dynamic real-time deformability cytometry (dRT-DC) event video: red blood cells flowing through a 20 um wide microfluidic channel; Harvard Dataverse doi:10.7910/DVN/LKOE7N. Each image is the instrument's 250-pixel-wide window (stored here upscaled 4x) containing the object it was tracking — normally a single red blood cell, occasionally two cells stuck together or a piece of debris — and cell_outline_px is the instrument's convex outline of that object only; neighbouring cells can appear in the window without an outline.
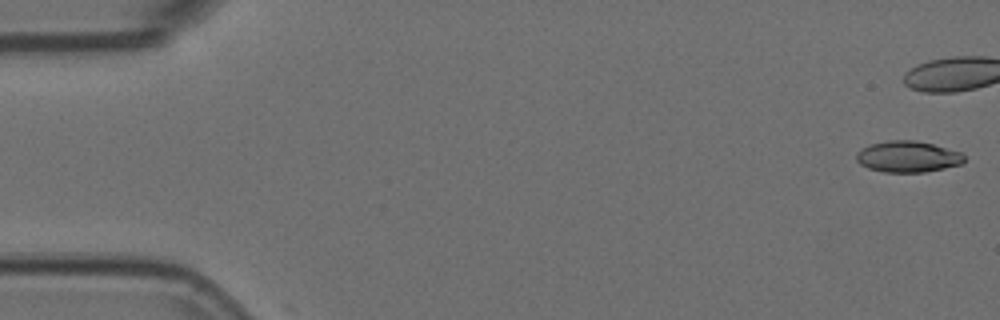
{"species": "Egyptian fruit bat (a non-hibernating species)", "species_latin": "Rousettus aegyptiacus", "temperature_condition": "room temperature", "stored_images_in_passage": 2, "camera_frame_rate_fps": 3000, "um_per_image_px": 0.085, "animal": {"sex": "female"}, "frame": {"image": 1, "passage_image": 1, "time_ms": 0.0, "image_size_px": [1000, 320], "cell_outline_px": [[964, 164], [924, 172], [884, 172], [868, 168], [860, 164], [856, 160], [856, 152], [860, 148], [868, 144], [888, 140], [916, 140], [932, 144], [960, 152], [964, 156]], "centroid_in_image_um": [77.12, 13.31], "position_along_channel_um": 7.9, "area_um2": 19.77}}